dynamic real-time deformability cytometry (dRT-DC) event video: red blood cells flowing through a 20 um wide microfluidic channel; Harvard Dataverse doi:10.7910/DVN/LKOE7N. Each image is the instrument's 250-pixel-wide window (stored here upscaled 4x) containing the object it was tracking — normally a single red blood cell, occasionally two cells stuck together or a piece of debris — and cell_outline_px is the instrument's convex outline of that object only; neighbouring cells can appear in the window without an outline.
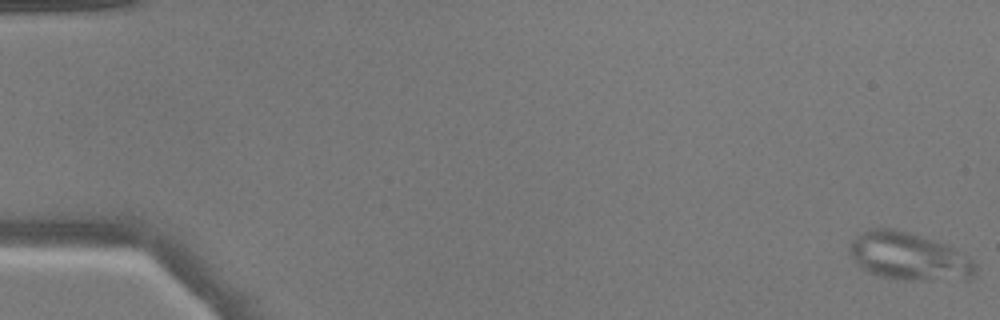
{"species": "common noctule bat (a hibernating species)", "species_latin": "Nyctalus noctula", "temperature_condition": "warm", "stored_images_in_passage": 12, "camera_frame_rate_fps": 3000, "um_per_image_px": 0.085, "animal": {"sex": "male", "body_mass_g": 17.9}, "frame": {"image": 1, "passage_image": 1, "time_ms": 0.0, "image_size_px": [1000, 320], "cell_outline_px": [[976, 272], [968, 280], [904, 280], [880, 276], [868, 272], [848, 252], [848, 248], [852, 240], [856, 236], [868, 228], [896, 228], [944, 244], [968, 256], [976, 264]], "centroid_in_image_um": [77.26, 21.8], "position_along_channel_um": 7.7, "area_um2": 34.85}}